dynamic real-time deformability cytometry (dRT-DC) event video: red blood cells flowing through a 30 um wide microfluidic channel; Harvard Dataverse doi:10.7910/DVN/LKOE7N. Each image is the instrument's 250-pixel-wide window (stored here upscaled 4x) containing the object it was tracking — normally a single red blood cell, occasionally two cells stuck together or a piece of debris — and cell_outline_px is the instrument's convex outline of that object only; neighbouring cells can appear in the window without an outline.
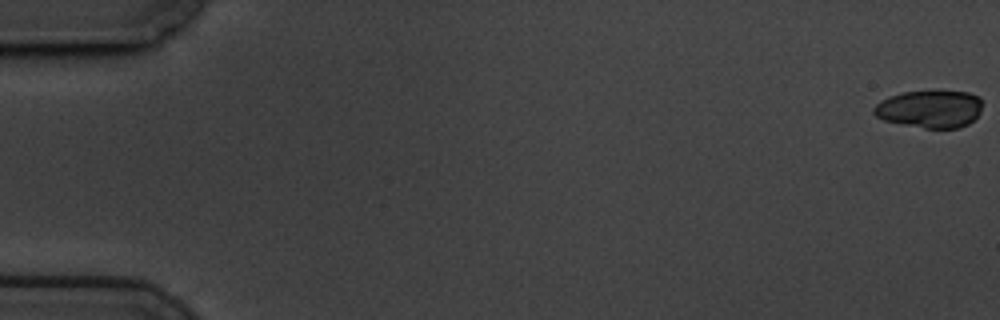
{"species": "common noctule bat (a hibernating species)", "species_latin": "Nyctalus noctula", "temperature_condition": "cold", "stored_images_in_passage": 60, "camera_frame_rate_fps": 3000, "um_per_image_px": 0.085, "animal": {"sex": "male", "body_mass_g": 19.5, "forearm_length_mm": 54.6}, "frame": {"image": 1, "passage_image": 1, "time_ms": 0.0, "image_size_px": [1000, 320], "cell_outline_px": [[980, 112], [968, 124], [960, 128], [924, 128], [884, 120], [876, 116], [872, 112], [872, 108], [880, 100], [888, 96], [904, 92], [968, 92], [980, 96]], "centroid_in_image_um": [79.01, 9.27], "position_along_channel_um": 6.0, "area_um2": 23.52}}
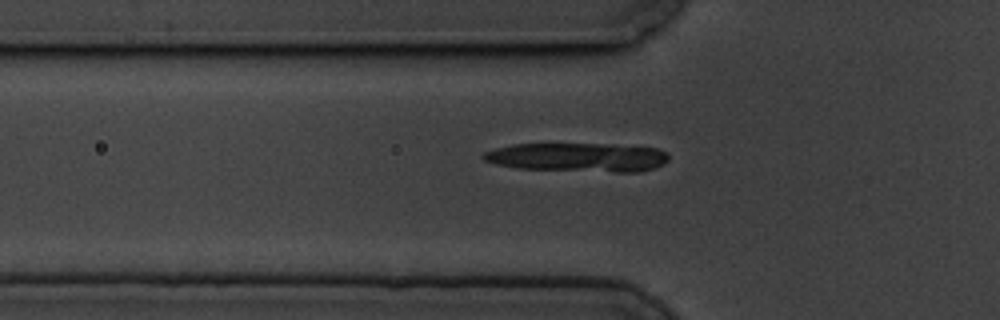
{"frame": {"image": 2, "passage_image": 21, "time_ms": 6.667, "image_size_px": [1000, 320], "cell_outline_px": [[668, 160], [664, 164], [640, 172], [616, 172], [516, 168], [496, 164], [484, 160], [480, 156], [484, 152], [496, 148], [512, 144], [616, 144], [656, 148], [668, 152]], "centroid_in_image_um": [49.13, 13.36], "position_along_channel_um": 76.7, "area_um2": 31.33}}
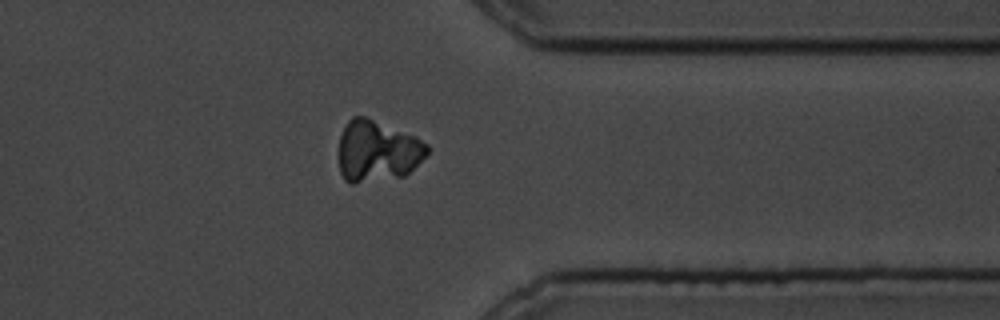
{"frame": {"image": 3, "passage_image": 48, "time_ms": 15.667, "image_size_px": [1000, 320], "cell_outline_px": [[432, 148], [404, 176], [352, 184], [348, 184], [344, 180], [340, 172], [340, 136], [348, 120], [352, 116], [364, 116], [416, 136], [428, 144]], "centroid_in_image_um": [32.07, 12.84], "position_along_channel_um": 379.3, "area_um2": 31.5}}